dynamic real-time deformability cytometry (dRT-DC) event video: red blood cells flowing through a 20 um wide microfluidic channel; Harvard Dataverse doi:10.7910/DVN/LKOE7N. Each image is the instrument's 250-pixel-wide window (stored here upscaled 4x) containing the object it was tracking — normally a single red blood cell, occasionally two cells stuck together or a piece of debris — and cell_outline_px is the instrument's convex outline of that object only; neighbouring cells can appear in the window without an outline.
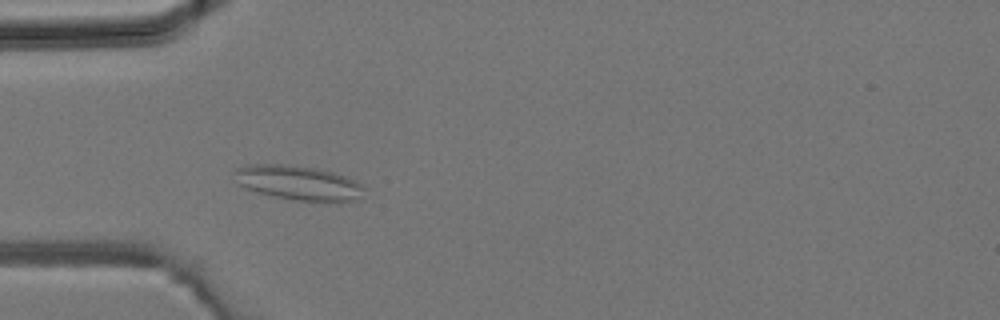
{"species": "common noctule bat (a hibernating species)", "species_latin": "Nyctalus noctula", "temperature_condition": "room temperature", "stored_images_in_passage": 3, "camera_frame_rate_fps": 3000, "um_per_image_px": 0.085, "animal": {"sex": "male", "body_mass_g": 19.2, "forearm_length_mm": 51.8}, "frame": {"image": 1, "passage_image": 3, "time_ms": 0.667, "image_size_px": [1000, 320], "cell_outline_px": [[364, 188], [356, 200], [336, 204], [296, 200], [272, 196], [236, 184], [236, 168], [248, 164], [284, 164], [316, 168], [332, 172], [356, 180]], "centroid_in_image_um": [25.39, 15.56], "position_along_channel_um": 59.6, "area_um2": 26.3}}